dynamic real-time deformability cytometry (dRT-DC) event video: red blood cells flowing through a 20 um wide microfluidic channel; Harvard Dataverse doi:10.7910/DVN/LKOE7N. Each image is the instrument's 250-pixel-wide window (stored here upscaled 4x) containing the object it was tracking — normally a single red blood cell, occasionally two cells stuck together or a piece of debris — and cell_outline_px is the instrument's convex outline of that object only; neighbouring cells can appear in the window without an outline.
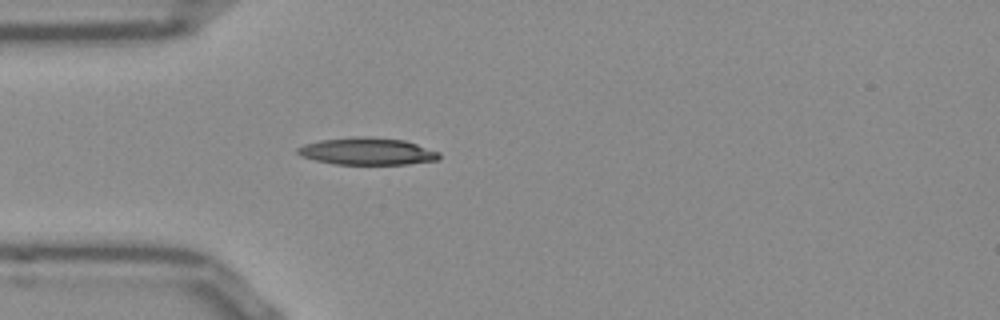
{"species": "Egyptian fruit bat (a non-hibernating species)", "species_latin": "Rousettus aegyptiacus", "temperature_condition": "room temperature", "stored_images_in_passage": 39, "camera_frame_rate_fps": 3000, "um_per_image_px": 0.085, "frame": {"image": 1, "passage_image": 1, "time_ms": 0.0, "image_size_px": [1000, 320], "cell_outline_px": [[440, 156], [436, 160], [408, 164], [332, 164], [316, 160], [304, 156], [296, 152], [296, 148], [304, 144], [320, 140], [356, 136], [364, 136], [404, 140], [440, 152]], "centroid_in_image_um": [31.2, 12.86], "position_along_channel_um": 53.8, "area_um2": 22.25}}
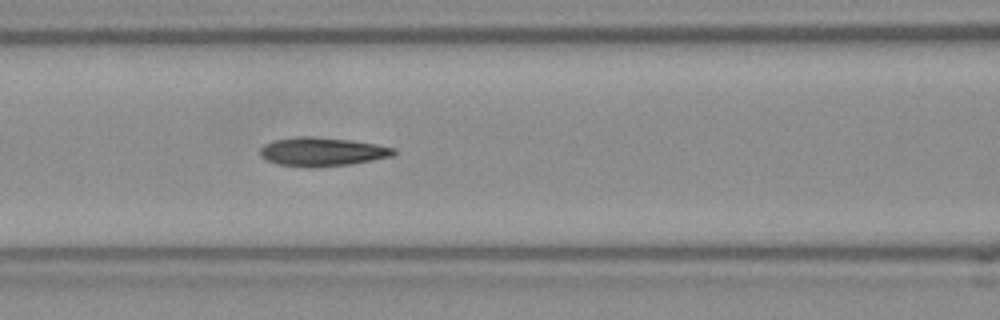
{"frame": {"image": 2, "passage_image": 8, "time_ms": 2.333, "image_size_px": [1000, 320], "cell_outline_px": [[396, 156], [352, 164], [312, 168], [308, 168], [276, 164], [260, 156], [260, 148], [264, 144], [272, 140], [296, 136], [312, 136], [348, 140], [376, 144], [396, 148]], "centroid_in_image_um": [27.39, 12.91], "position_along_channel_um": 139.2, "area_um2": 22.77}}
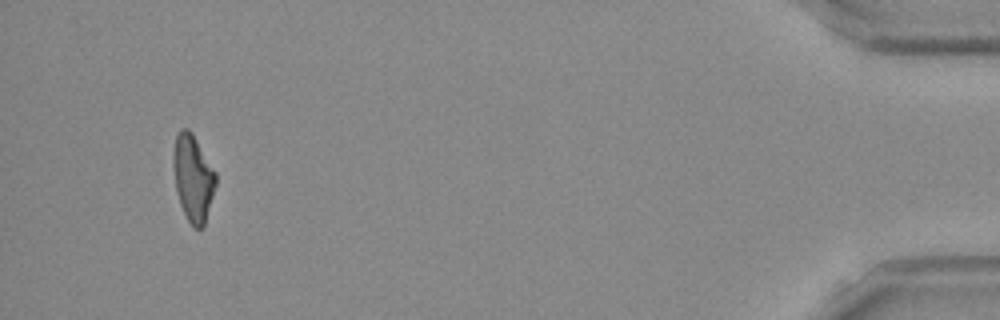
{"frame": {"image": 3, "passage_image": 36, "time_ms": 11.667, "image_size_px": [1000, 320], "cell_outline_px": [[216, 184], [204, 228], [192, 228], [180, 204], [176, 192], [176, 136], [180, 128], [188, 128], [192, 132], [216, 172]], "centroid_in_image_um": [16.47, 15.19], "position_along_channel_um": 418.7, "area_um2": 20.75}, "authors_computed_cell_mechanics": {"area_um2": 21.8484, "velocity_mm_per_s": 3.8515, "shape_relaxation_time_tau1_ms": null, "shape_relaxation_time_tau2_ms": 3.8307, "deformation_change_tau1": null, "deformation_change_tau2": 0.1405}}